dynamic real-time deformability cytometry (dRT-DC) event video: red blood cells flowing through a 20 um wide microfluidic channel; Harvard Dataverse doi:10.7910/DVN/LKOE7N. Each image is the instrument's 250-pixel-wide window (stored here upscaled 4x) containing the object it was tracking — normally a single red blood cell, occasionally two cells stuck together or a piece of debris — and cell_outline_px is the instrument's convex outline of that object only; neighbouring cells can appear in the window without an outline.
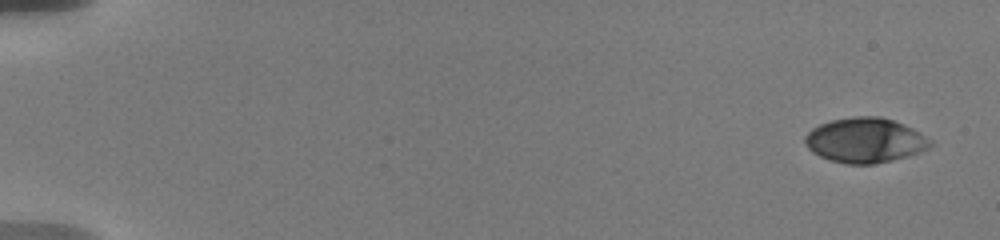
{"species": "human", "species_latin": "Homo sapiens", "temperature_condition": "warm", "stored_images_in_passage": 36, "camera_frame_rate_fps": 3000, "um_per_image_px": 0.085, "donor": {"sex": "male"}, "frame": {"image": 1, "passage_image": 1, "time_ms": 0.0, "image_size_px": [1000, 240], "cell_outline_px": [[932, 144], [928, 148], [920, 152], [908, 156], [876, 164], [844, 164], [828, 160], [812, 152], [808, 148], [804, 140], [804, 136], [812, 128], [820, 124], [832, 120], [852, 116], [880, 116], [904, 124], [920, 132], [932, 140]], "centroid_in_image_um": [73.53, 11.93], "position_along_channel_um": 11.5, "area_um2": 33.0}}
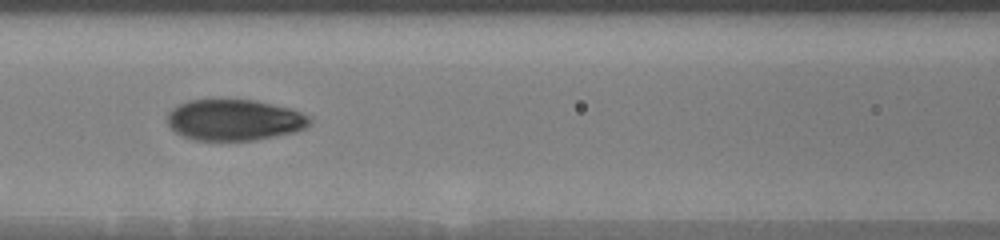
{"frame": {"image": 2, "passage_image": 15, "time_ms": 8.333, "image_size_px": [1000, 240], "cell_outline_px": [[312, 120], [304, 128], [296, 132], [252, 140], [196, 140], [184, 136], [176, 132], [168, 124], [168, 112], [172, 108], [188, 100], [220, 96], [256, 100], [292, 108], [308, 116]], "centroid_in_image_um": [19.9, 10.14], "position_along_channel_um": 146.7, "area_um2": 34.91}}
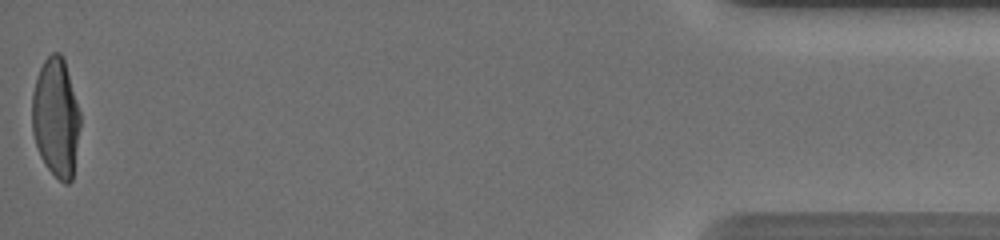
{"frame": {"image": 3, "passage_image": 36, "time_ms": 18.333, "image_size_px": [1000, 240], "cell_outline_px": [[80, 124], [72, 180], [68, 184], [64, 184], [44, 164], [40, 156], [32, 132], [32, 92], [36, 76], [44, 60], [52, 52], [60, 52], [64, 56], [80, 112]], "centroid_in_image_um": [4.75, 9.96], "position_along_channel_um": 430.5, "area_um2": 33.58}, "authors_computed_cell_mechanics": {"area_um2": 33.6107, "velocity_mm_per_s": 3.6153, "shape_relaxation_time_tau1_ms": 4.4668, "shape_relaxation_time_tau2_ms": null, "deformation_change_tau1": 0.1781, "deformation_change_tau2": null}}